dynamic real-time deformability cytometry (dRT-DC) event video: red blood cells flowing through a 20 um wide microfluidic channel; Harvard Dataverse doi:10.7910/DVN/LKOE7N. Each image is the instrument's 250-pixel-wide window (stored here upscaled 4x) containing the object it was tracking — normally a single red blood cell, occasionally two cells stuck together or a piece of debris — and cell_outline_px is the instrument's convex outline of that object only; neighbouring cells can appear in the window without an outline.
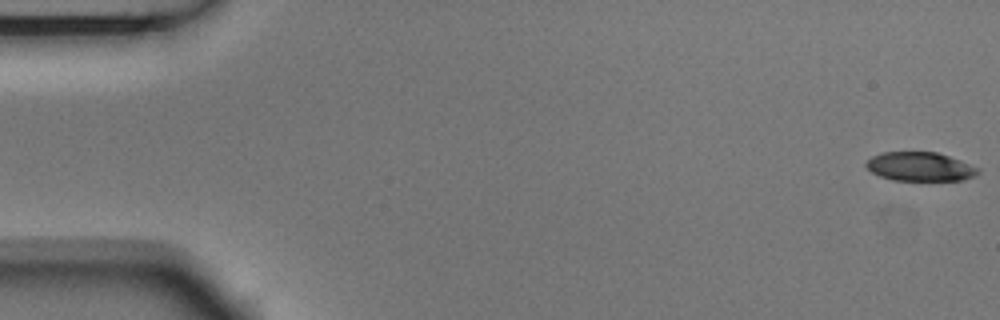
{"species": "Egyptian fruit bat (a non-hibernating species)", "species_latin": "Rousettus aegyptiacus", "temperature_condition": "room temperature", "stored_images_in_passage": 55, "camera_frame_rate_fps": 3000, "um_per_image_px": 0.085, "animal": {"sex": "male"}, "frame": {"image": 1, "passage_image": 1, "time_ms": 0.0, "image_size_px": [1000, 320], "cell_outline_px": [[980, 172], [976, 176], [964, 180], [892, 180], [880, 176], [872, 172], [864, 164], [872, 156], [880, 152], [936, 152], [960, 160], [980, 168]], "centroid_in_image_um": [78.22, 14.16], "position_along_channel_um": 6.8, "area_um2": 18.9}}
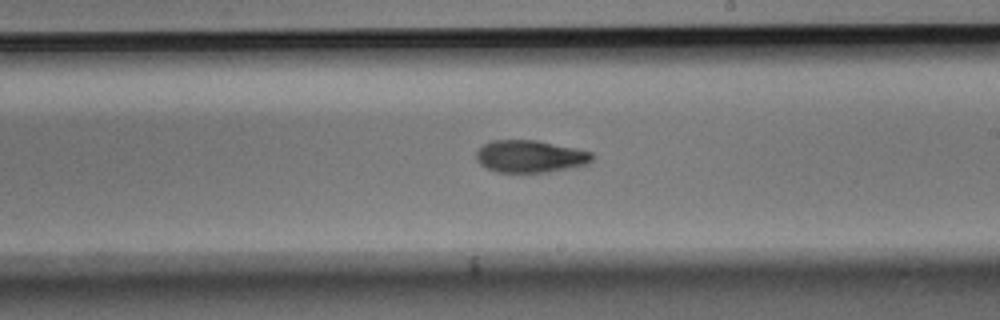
{"frame": {"image": 2, "passage_image": 32, "time_ms": 10.333, "image_size_px": [1000, 320], "cell_outline_px": [[596, 156], [588, 164], [576, 168], [548, 172], [496, 172], [480, 164], [476, 160], [476, 152], [484, 144], [492, 140], [536, 140], [576, 148], [592, 152]], "centroid_in_image_um": [45.12, 13.3], "position_along_channel_um": 243.9, "area_um2": 22.08}}
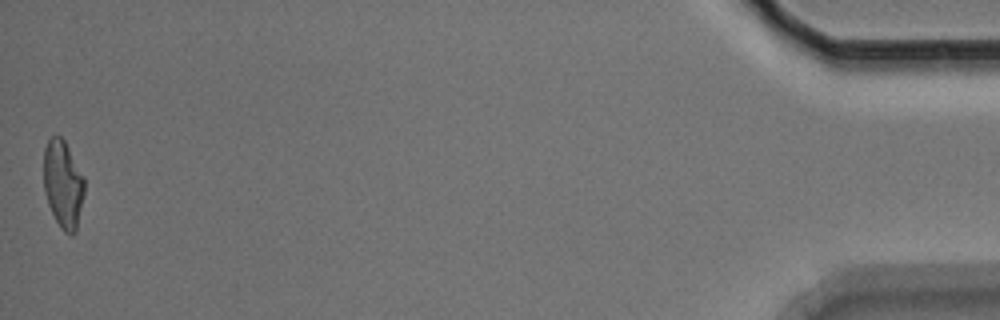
{"frame": {"image": 3, "passage_image": 55, "time_ms": 18.0, "image_size_px": [1000, 320], "cell_outline_px": [[84, 192], [76, 232], [72, 236], [64, 232], [60, 228], [48, 204], [44, 192], [44, 148], [48, 140], [52, 136], [60, 136], [64, 140], [84, 176]], "centroid_in_image_um": [5.36, 15.67], "position_along_channel_um": 429.8, "area_um2": 20.81}, "authors_computed_cell_mechanics": {"area_um2": 21.675, "velocity_mm_per_s": 3.6658, "shape_relaxation_time_tau1_ms": 3.0323, "shape_relaxation_time_tau2_ms": 3.8953, "deformation_change_tau1": 0.157, "deformation_change_tau2": 0.1073}}